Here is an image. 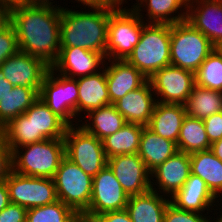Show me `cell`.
I'll return each mask as SVG.
<instances>
[{"label":"cell","mask_w":222,"mask_h":222,"mask_svg":"<svg viewBox=\"0 0 222 222\" xmlns=\"http://www.w3.org/2000/svg\"><path fill=\"white\" fill-rule=\"evenodd\" d=\"M19 50L50 67L60 54L61 6L19 5L10 9Z\"/></svg>","instance_id":"obj_1"},{"label":"cell","mask_w":222,"mask_h":222,"mask_svg":"<svg viewBox=\"0 0 222 222\" xmlns=\"http://www.w3.org/2000/svg\"><path fill=\"white\" fill-rule=\"evenodd\" d=\"M114 10L88 6V11H75L61 7L60 47L85 48L106 58L107 26Z\"/></svg>","instance_id":"obj_2"},{"label":"cell","mask_w":222,"mask_h":222,"mask_svg":"<svg viewBox=\"0 0 222 222\" xmlns=\"http://www.w3.org/2000/svg\"><path fill=\"white\" fill-rule=\"evenodd\" d=\"M170 36L171 24L147 23L126 61L149 80L156 71L171 64Z\"/></svg>","instance_id":"obj_3"},{"label":"cell","mask_w":222,"mask_h":222,"mask_svg":"<svg viewBox=\"0 0 222 222\" xmlns=\"http://www.w3.org/2000/svg\"><path fill=\"white\" fill-rule=\"evenodd\" d=\"M64 157V139H45L16 148L12 152L13 171L53 179Z\"/></svg>","instance_id":"obj_4"},{"label":"cell","mask_w":222,"mask_h":222,"mask_svg":"<svg viewBox=\"0 0 222 222\" xmlns=\"http://www.w3.org/2000/svg\"><path fill=\"white\" fill-rule=\"evenodd\" d=\"M126 8L115 9L109 16L105 60H126L147 24L141 12Z\"/></svg>","instance_id":"obj_5"},{"label":"cell","mask_w":222,"mask_h":222,"mask_svg":"<svg viewBox=\"0 0 222 222\" xmlns=\"http://www.w3.org/2000/svg\"><path fill=\"white\" fill-rule=\"evenodd\" d=\"M214 49L209 39L186 20L171 24V65L195 73Z\"/></svg>","instance_id":"obj_6"},{"label":"cell","mask_w":222,"mask_h":222,"mask_svg":"<svg viewBox=\"0 0 222 222\" xmlns=\"http://www.w3.org/2000/svg\"><path fill=\"white\" fill-rule=\"evenodd\" d=\"M58 200L75 213H85L91 201L93 177L64 157L54 176Z\"/></svg>","instance_id":"obj_7"},{"label":"cell","mask_w":222,"mask_h":222,"mask_svg":"<svg viewBox=\"0 0 222 222\" xmlns=\"http://www.w3.org/2000/svg\"><path fill=\"white\" fill-rule=\"evenodd\" d=\"M78 96L77 80L57 74L50 67L42 81L39 98L68 126L79 125L74 121L78 119Z\"/></svg>","instance_id":"obj_8"},{"label":"cell","mask_w":222,"mask_h":222,"mask_svg":"<svg viewBox=\"0 0 222 222\" xmlns=\"http://www.w3.org/2000/svg\"><path fill=\"white\" fill-rule=\"evenodd\" d=\"M63 139L65 157L86 174L94 177L107 166L102 141L86 132L80 125L68 126Z\"/></svg>","instance_id":"obj_9"},{"label":"cell","mask_w":222,"mask_h":222,"mask_svg":"<svg viewBox=\"0 0 222 222\" xmlns=\"http://www.w3.org/2000/svg\"><path fill=\"white\" fill-rule=\"evenodd\" d=\"M5 182L10 202L26 209L52 204L58 200L52 178L26 176L12 170Z\"/></svg>","instance_id":"obj_10"},{"label":"cell","mask_w":222,"mask_h":222,"mask_svg":"<svg viewBox=\"0 0 222 222\" xmlns=\"http://www.w3.org/2000/svg\"><path fill=\"white\" fill-rule=\"evenodd\" d=\"M149 81L157 102L185 105L195 86V73L170 64L156 71Z\"/></svg>","instance_id":"obj_11"},{"label":"cell","mask_w":222,"mask_h":222,"mask_svg":"<svg viewBox=\"0 0 222 222\" xmlns=\"http://www.w3.org/2000/svg\"><path fill=\"white\" fill-rule=\"evenodd\" d=\"M128 200L129 196L107 165L93 177L91 201L85 213L95 217L106 212L123 210L126 209Z\"/></svg>","instance_id":"obj_12"},{"label":"cell","mask_w":222,"mask_h":222,"mask_svg":"<svg viewBox=\"0 0 222 222\" xmlns=\"http://www.w3.org/2000/svg\"><path fill=\"white\" fill-rule=\"evenodd\" d=\"M49 68L50 66L42 59L20 50L0 65L5 79L14 87H31L38 92H40L42 81Z\"/></svg>","instance_id":"obj_13"},{"label":"cell","mask_w":222,"mask_h":222,"mask_svg":"<svg viewBox=\"0 0 222 222\" xmlns=\"http://www.w3.org/2000/svg\"><path fill=\"white\" fill-rule=\"evenodd\" d=\"M107 165L128 196L151 190V173L137 153L108 158Z\"/></svg>","instance_id":"obj_14"},{"label":"cell","mask_w":222,"mask_h":222,"mask_svg":"<svg viewBox=\"0 0 222 222\" xmlns=\"http://www.w3.org/2000/svg\"><path fill=\"white\" fill-rule=\"evenodd\" d=\"M190 174V154L178 151L151 172V190L171 198L183 187Z\"/></svg>","instance_id":"obj_15"},{"label":"cell","mask_w":222,"mask_h":222,"mask_svg":"<svg viewBox=\"0 0 222 222\" xmlns=\"http://www.w3.org/2000/svg\"><path fill=\"white\" fill-rule=\"evenodd\" d=\"M187 8L186 21L215 48L222 46V0H188Z\"/></svg>","instance_id":"obj_16"},{"label":"cell","mask_w":222,"mask_h":222,"mask_svg":"<svg viewBox=\"0 0 222 222\" xmlns=\"http://www.w3.org/2000/svg\"><path fill=\"white\" fill-rule=\"evenodd\" d=\"M104 59L101 53L85 48L60 47L58 59L51 68L64 77L75 79L100 71L107 62Z\"/></svg>","instance_id":"obj_17"},{"label":"cell","mask_w":222,"mask_h":222,"mask_svg":"<svg viewBox=\"0 0 222 222\" xmlns=\"http://www.w3.org/2000/svg\"><path fill=\"white\" fill-rule=\"evenodd\" d=\"M153 94L151 82L148 80L141 87L120 98L114 105L127 123L148 126L157 103L156 95Z\"/></svg>","instance_id":"obj_18"},{"label":"cell","mask_w":222,"mask_h":222,"mask_svg":"<svg viewBox=\"0 0 222 222\" xmlns=\"http://www.w3.org/2000/svg\"><path fill=\"white\" fill-rule=\"evenodd\" d=\"M104 63L110 104H114L127 93L144 85L148 79L126 60H108ZM106 65V66H105ZM109 65V66H108Z\"/></svg>","instance_id":"obj_19"},{"label":"cell","mask_w":222,"mask_h":222,"mask_svg":"<svg viewBox=\"0 0 222 222\" xmlns=\"http://www.w3.org/2000/svg\"><path fill=\"white\" fill-rule=\"evenodd\" d=\"M218 200L208 189L204 180L190 174L183 187L170 198V203L178 209L203 214L205 210H215L212 207L215 205L218 207L214 204V202L219 203Z\"/></svg>","instance_id":"obj_20"},{"label":"cell","mask_w":222,"mask_h":222,"mask_svg":"<svg viewBox=\"0 0 222 222\" xmlns=\"http://www.w3.org/2000/svg\"><path fill=\"white\" fill-rule=\"evenodd\" d=\"M75 79L77 80L79 92L77 118L81 116L80 112L89 113L92 110L110 104L104 66L94 74Z\"/></svg>","instance_id":"obj_21"},{"label":"cell","mask_w":222,"mask_h":222,"mask_svg":"<svg viewBox=\"0 0 222 222\" xmlns=\"http://www.w3.org/2000/svg\"><path fill=\"white\" fill-rule=\"evenodd\" d=\"M34 126V143L63 139L68 125L38 98L24 113Z\"/></svg>","instance_id":"obj_22"},{"label":"cell","mask_w":222,"mask_h":222,"mask_svg":"<svg viewBox=\"0 0 222 222\" xmlns=\"http://www.w3.org/2000/svg\"><path fill=\"white\" fill-rule=\"evenodd\" d=\"M187 115L183 104L157 102L148 128L163 138L177 144L184 117Z\"/></svg>","instance_id":"obj_23"},{"label":"cell","mask_w":222,"mask_h":222,"mask_svg":"<svg viewBox=\"0 0 222 222\" xmlns=\"http://www.w3.org/2000/svg\"><path fill=\"white\" fill-rule=\"evenodd\" d=\"M170 199L149 190L146 193L129 196L126 210L132 222H163L164 212Z\"/></svg>","instance_id":"obj_24"},{"label":"cell","mask_w":222,"mask_h":222,"mask_svg":"<svg viewBox=\"0 0 222 222\" xmlns=\"http://www.w3.org/2000/svg\"><path fill=\"white\" fill-rule=\"evenodd\" d=\"M176 152L178 149L175 142L161 137L147 126L143 128L137 154L150 173Z\"/></svg>","instance_id":"obj_25"},{"label":"cell","mask_w":222,"mask_h":222,"mask_svg":"<svg viewBox=\"0 0 222 222\" xmlns=\"http://www.w3.org/2000/svg\"><path fill=\"white\" fill-rule=\"evenodd\" d=\"M136 2L132 5L136 12H142V6L147 8L145 14L148 17L147 23L175 24L187 19L188 0H136Z\"/></svg>","instance_id":"obj_26"},{"label":"cell","mask_w":222,"mask_h":222,"mask_svg":"<svg viewBox=\"0 0 222 222\" xmlns=\"http://www.w3.org/2000/svg\"><path fill=\"white\" fill-rule=\"evenodd\" d=\"M190 162L191 174L204 180L212 194L221 200L222 161L208 149L190 154Z\"/></svg>","instance_id":"obj_27"},{"label":"cell","mask_w":222,"mask_h":222,"mask_svg":"<svg viewBox=\"0 0 222 222\" xmlns=\"http://www.w3.org/2000/svg\"><path fill=\"white\" fill-rule=\"evenodd\" d=\"M85 116H88L90 121L86 119L82 125L80 123L79 125L101 141L117 132L127 123L114 104L92 110L89 113H85Z\"/></svg>","instance_id":"obj_28"},{"label":"cell","mask_w":222,"mask_h":222,"mask_svg":"<svg viewBox=\"0 0 222 222\" xmlns=\"http://www.w3.org/2000/svg\"><path fill=\"white\" fill-rule=\"evenodd\" d=\"M145 126L126 123L114 134L102 140L106 158L138 153L140 137Z\"/></svg>","instance_id":"obj_29"},{"label":"cell","mask_w":222,"mask_h":222,"mask_svg":"<svg viewBox=\"0 0 222 222\" xmlns=\"http://www.w3.org/2000/svg\"><path fill=\"white\" fill-rule=\"evenodd\" d=\"M39 98V92L35 88L15 86L0 101V129L10 120L15 119Z\"/></svg>","instance_id":"obj_30"},{"label":"cell","mask_w":222,"mask_h":222,"mask_svg":"<svg viewBox=\"0 0 222 222\" xmlns=\"http://www.w3.org/2000/svg\"><path fill=\"white\" fill-rule=\"evenodd\" d=\"M176 145L178 151L187 154L210 149L211 144L203 120L186 115Z\"/></svg>","instance_id":"obj_31"},{"label":"cell","mask_w":222,"mask_h":222,"mask_svg":"<svg viewBox=\"0 0 222 222\" xmlns=\"http://www.w3.org/2000/svg\"><path fill=\"white\" fill-rule=\"evenodd\" d=\"M185 107L187 115L204 120L212 114L222 112V92L195 84Z\"/></svg>","instance_id":"obj_32"},{"label":"cell","mask_w":222,"mask_h":222,"mask_svg":"<svg viewBox=\"0 0 222 222\" xmlns=\"http://www.w3.org/2000/svg\"><path fill=\"white\" fill-rule=\"evenodd\" d=\"M0 135L13 152L16 148L34 143V126L25 114H20L0 129Z\"/></svg>","instance_id":"obj_33"},{"label":"cell","mask_w":222,"mask_h":222,"mask_svg":"<svg viewBox=\"0 0 222 222\" xmlns=\"http://www.w3.org/2000/svg\"><path fill=\"white\" fill-rule=\"evenodd\" d=\"M195 84L222 92V51L215 48L195 72Z\"/></svg>","instance_id":"obj_34"},{"label":"cell","mask_w":222,"mask_h":222,"mask_svg":"<svg viewBox=\"0 0 222 222\" xmlns=\"http://www.w3.org/2000/svg\"><path fill=\"white\" fill-rule=\"evenodd\" d=\"M75 212L60 200L27 209L26 222H68Z\"/></svg>","instance_id":"obj_35"},{"label":"cell","mask_w":222,"mask_h":222,"mask_svg":"<svg viewBox=\"0 0 222 222\" xmlns=\"http://www.w3.org/2000/svg\"><path fill=\"white\" fill-rule=\"evenodd\" d=\"M208 213L209 211L205 214H201L198 212L181 210L169 203L164 212L163 222H210L211 217L210 215L207 216Z\"/></svg>","instance_id":"obj_36"},{"label":"cell","mask_w":222,"mask_h":222,"mask_svg":"<svg viewBox=\"0 0 222 222\" xmlns=\"http://www.w3.org/2000/svg\"><path fill=\"white\" fill-rule=\"evenodd\" d=\"M19 51L15 29L10 25L0 34V65L10 56Z\"/></svg>","instance_id":"obj_37"},{"label":"cell","mask_w":222,"mask_h":222,"mask_svg":"<svg viewBox=\"0 0 222 222\" xmlns=\"http://www.w3.org/2000/svg\"><path fill=\"white\" fill-rule=\"evenodd\" d=\"M210 144L222 139V112L212 114L203 120Z\"/></svg>","instance_id":"obj_38"},{"label":"cell","mask_w":222,"mask_h":222,"mask_svg":"<svg viewBox=\"0 0 222 222\" xmlns=\"http://www.w3.org/2000/svg\"><path fill=\"white\" fill-rule=\"evenodd\" d=\"M12 170V150L6 145L0 135V183L7 180Z\"/></svg>","instance_id":"obj_39"},{"label":"cell","mask_w":222,"mask_h":222,"mask_svg":"<svg viewBox=\"0 0 222 222\" xmlns=\"http://www.w3.org/2000/svg\"><path fill=\"white\" fill-rule=\"evenodd\" d=\"M27 209L10 203L0 211V222H26Z\"/></svg>","instance_id":"obj_40"},{"label":"cell","mask_w":222,"mask_h":222,"mask_svg":"<svg viewBox=\"0 0 222 222\" xmlns=\"http://www.w3.org/2000/svg\"><path fill=\"white\" fill-rule=\"evenodd\" d=\"M94 218L96 222H132L126 209L106 212Z\"/></svg>","instance_id":"obj_41"},{"label":"cell","mask_w":222,"mask_h":222,"mask_svg":"<svg viewBox=\"0 0 222 222\" xmlns=\"http://www.w3.org/2000/svg\"><path fill=\"white\" fill-rule=\"evenodd\" d=\"M83 6L88 7H103L108 9H118L126 2L125 0H75Z\"/></svg>","instance_id":"obj_42"},{"label":"cell","mask_w":222,"mask_h":222,"mask_svg":"<svg viewBox=\"0 0 222 222\" xmlns=\"http://www.w3.org/2000/svg\"><path fill=\"white\" fill-rule=\"evenodd\" d=\"M11 25L10 9L0 6V34Z\"/></svg>","instance_id":"obj_43"},{"label":"cell","mask_w":222,"mask_h":222,"mask_svg":"<svg viewBox=\"0 0 222 222\" xmlns=\"http://www.w3.org/2000/svg\"><path fill=\"white\" fill-rule=\"evenodd\" d=\"M9 192L6 182L0 183V211L10 204Z\"/></svg>","instance_id":"obj_44"},{"label":"cell","mask_w":222,"mask_h":222,"mask_svg":"<svg viewBox=\"0 0 222 222\" xmlns=\"http://www.w3.org/2000/svg\"><path fill=\"white\" fill-rule=\"evenodd\" d=\"M13 85L5 79L2 71L0 70V101L11 92Z\"/></svg>","instance_id":"obj_45"},{"label":"cell","mask_w":222,"mask_h":222,"mask_svg":"<svg viewBox=\"0 0 222 222\" xmlns=\"http://www.w3.org/2000/svg\"><path fill=\"white\" fill-rule=\"evenodd\" d=\"M68 222H96V220L86 213H75Z\"/></svg>","instance_id":"obj_46"},{"label":"cell","mask_w":222,"mask_h":222,"mask_svg":"<svg viewBox=\"0 0 222 222\" xmlns=\"http://www.w3.org/2000/svg\"><path fill=\"white\" fill-rule=\"evenodd\" d=\"M210 150L222 161V139L211 144Z\"/></svg>","instance_id":"obj_47"},{"label":"cell","mask_w":222,"mask_h":222,"mask_svg":"<svg viewBox=\"0 0 222 222\" xmlns=\"http://www.w3.org/2000/svg\"><path fill=\"white\" fill-rule=\"evenodd\" d=\"M53 0H23V4L25 5H47V6H56V7H59L60 5L57 6L56 5H53V3L55 4V1L54 2H51Z\"/></svg>","instance_id":"obj_48"},{"label":"cell","mask_w":222,"mask_h":222,"mask_svg":"<svg viewBox=\"0 0 222 222\" xmlns=\"http://www.w3.org/2000/svg\"><path fill=\"white\" fill-rule=\"evenodd\" d=\"M23 4V0H0V6L12 9Z\"/></svg>","instance_id":"obj_49"},{"label":"cell","mask_w":222,"mask_h":222,"mask_svg":"<svg viewBox=\"0 0 222 222\" xmlns=\"http://www.w3.org/2000/svg\"><path fill=\"white\" fill-rule=\"evenodd\" d=\"M219 216H220L219 218L218 217L217 218L214 217V219H216V220L213 219V220H210V222H212V221L213 222H222V213Z\"/></svg>","instance_id":"obj_50"}]
</instances>
